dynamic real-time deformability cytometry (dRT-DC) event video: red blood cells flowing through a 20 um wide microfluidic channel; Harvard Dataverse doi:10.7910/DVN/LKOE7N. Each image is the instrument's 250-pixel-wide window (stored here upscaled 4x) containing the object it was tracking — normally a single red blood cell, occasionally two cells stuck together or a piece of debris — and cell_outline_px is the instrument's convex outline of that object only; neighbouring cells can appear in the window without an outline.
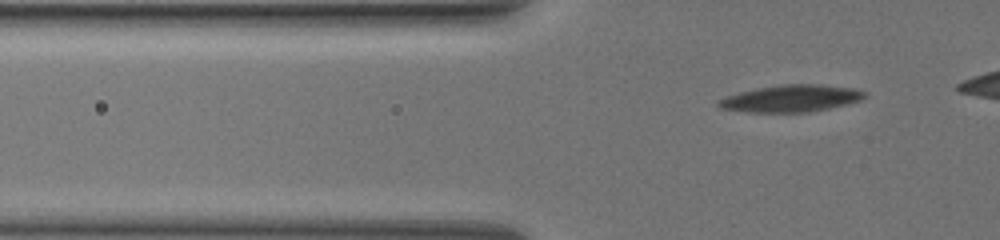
{"species": "common noctule bat (a hibernating species)", "species_latin": "Nyctalus noctula", "temperature_condition": "warm", "stored_images_in_passage": 28, "camera_frame_rate_fps": 3000, "um_per_image_px": 0.085, "animal": {"sex": "female", "body_mass_g": 19.5, "forearm_length_mm": 54.1}, "frame": {"image": 1, "passage_image": 4, "time_ms": 1.0, "image_size_px": [1000, 240], "cell_outline_px": [[868, 92], [860, 100], [848, 104], [808, 112], [748, 112], [720, 108], [716, 104], [716, 100], [740, 92], [756, 88], [784, 84], [820, 84], [852, 88]], "centroid_in_image_um": [67.23, 8.36], "position_along_channel_um": 58.6, "area_um2": 22.89}}
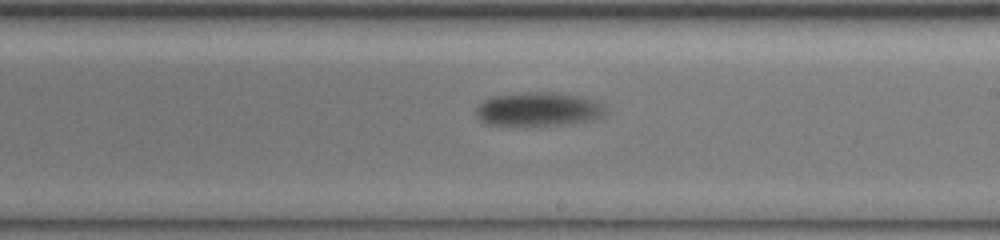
{"frame": {"image": 2, "passage_image": 17, "time_ms": 5.333, "image_size_px": [1000, 240], "cell_outline_px": [[604, 112], [600, 116], [592, 120], [568, 124], [488, 124], [480, 120], [476, 116], [476, 108], [484, 100], [492, 96], [524, 92], [552, 92], [580, 96], [604, 104]], "centroid_in_image_um": [45.75, 9.26], "position_along_channel_um": 243.3, "area_um2": 25.03}}
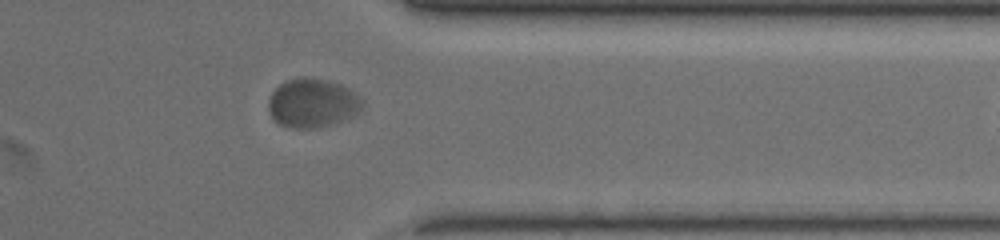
{"frame": {"image": 3, "passage_image": 26, "time_ms": 8.333, "image_size_px": [1000, 240], "cell_outline_px": [[360, 112], [352, 116], [332, 124], [312, 128], [292, 128], [280, 124], [272, 120], [268, 112], [268, 100], [272, 92], [284, 80], [300, 76], [308, 76], [328, 80], [340, 84], [348, 88], [360, 100]], "centroid_in_image_um": [26.47, 8.74], "position_along_channel_um": 384.9, "area_um2": 26.82}}